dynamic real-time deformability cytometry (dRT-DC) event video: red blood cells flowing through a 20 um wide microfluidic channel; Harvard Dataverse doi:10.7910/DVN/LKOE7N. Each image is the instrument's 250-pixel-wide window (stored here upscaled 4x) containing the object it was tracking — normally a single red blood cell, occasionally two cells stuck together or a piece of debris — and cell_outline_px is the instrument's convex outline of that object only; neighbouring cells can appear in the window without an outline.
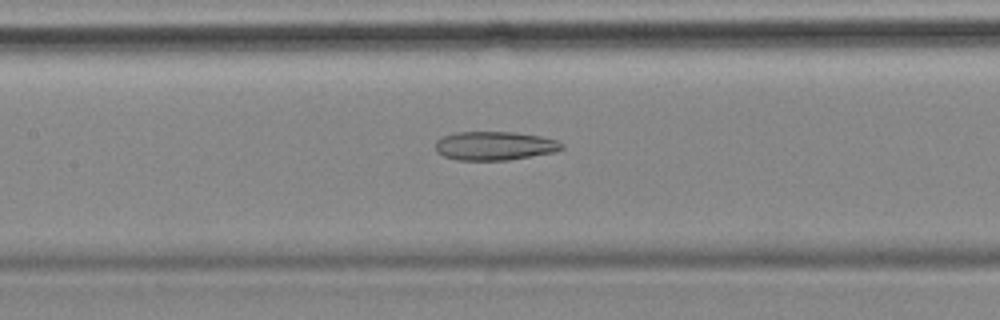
{"species": "common noctule bat (a hibernating species)", "species_latin": "Nyctalus noctula", "temperature_condition": "cold", "stored_images_in_passage": 52, "camera_frame_rate_fps": 3000, "um_per_image_px": 0.085, "animal": {"sex": "female", "body_mass_g": 18.4}, "frame": {"image": 1, "passage_image": 22, "time_ms": 7.0, "image_size_px": [1000, 320], "cell_outline_px": [[564, 148], [556, 152], [508, 160], [456, 160], [444, 156], [436, 152], [436, 140], [444, 136], [456, 132], [512, 132], [540, 136], [556, 140], [564, 144]], "centroid_in_image_um": [42.05, 12.4], "position_along_channel_um": 165.3, "area_um2": 21.21}}
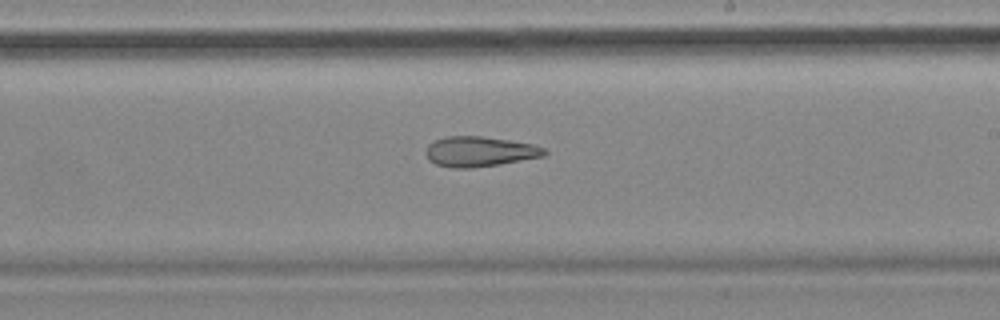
{"frame": {"image": 2, "passage_image": 29, "time_ms": 9.333, "image_size_px": [1000, 320], "cell_outline_px": [[548, 152], [544, 156], [500, 164], [472, 168], [452, 168], [436, 164], [428, 160], [428, 144], [436, 140], [448, 136], [480, 136], [508, 140], [532, 144], [544, 148]], "centroid_in_image_um": [40.78, 12.89], "position_along_channel_um": 248.2, "area_um2": 20.58}}
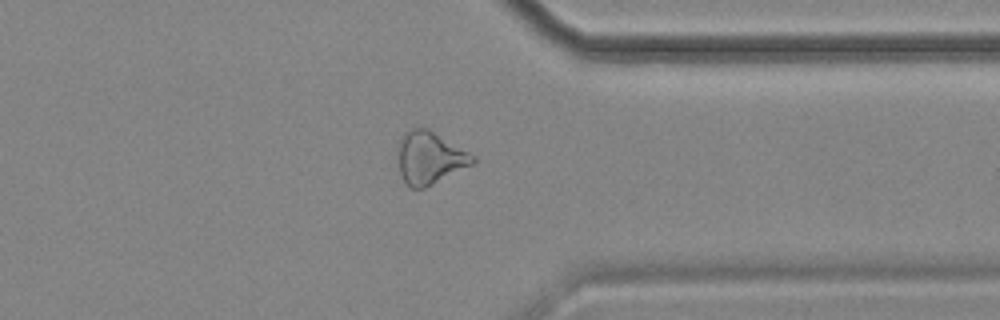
{"frame": {"image": 3, "passage_image": 40, "time_ms": 13.0, "image_size_px": [1000, 320], "cell_outline_px": [[476, 164], [424, 188], [412, 188], [404, 180], [400, 172], [400, 136], [404, 132], [420, 124], [428, 128], [476, 156]], "centroid_in_image_um": [36.58, 13.38], "position_along_channel_um": 374.8, "area_um2": 22.95}, "authors_computed_cell_mechanics": {"area_um2": 24.5939, "velocity_mm_per_s": 3.5764, "shape_relaxation_time_tau1_ms": null, "shape_relaxation_time_tau2_ms": 8.3289, "deformation_change_tau1": null, "deformation_change_tau2": 0.2032}}